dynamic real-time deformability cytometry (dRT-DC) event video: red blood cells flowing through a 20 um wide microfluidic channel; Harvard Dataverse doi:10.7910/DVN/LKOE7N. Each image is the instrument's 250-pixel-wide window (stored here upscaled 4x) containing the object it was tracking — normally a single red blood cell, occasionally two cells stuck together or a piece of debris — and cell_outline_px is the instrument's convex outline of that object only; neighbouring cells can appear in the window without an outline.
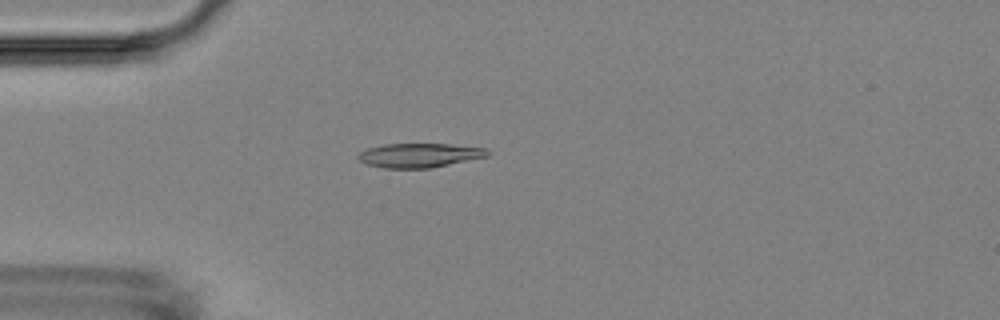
{"species": "Egyptian fruit bat (a non-hibernating species)", "species_latin": "Rousettus aegyptiacus", "temperature_condition": "room temperature", "stored_images_in_passage": 5, "camera_frame_rate_fps": 3000, "um_per_image_px": 0.085, "animal": {"sex": "female"}, "frame": {"image": 1, "passage_image": 4, "time_ms": 3.667, "image_size_px": [1000, 320], "cell_outline_px": [[488, 156], [428, 168], [384, 168], [368, 164], [360, 160], [356, 156], [360, 152], [368, 148], [384, 144], [448, 144], [488, 148]], "centroid_in_image_um": [35.63, 13.19], "position_along_channel_um": 49.4, "area_um2": 17.98}}